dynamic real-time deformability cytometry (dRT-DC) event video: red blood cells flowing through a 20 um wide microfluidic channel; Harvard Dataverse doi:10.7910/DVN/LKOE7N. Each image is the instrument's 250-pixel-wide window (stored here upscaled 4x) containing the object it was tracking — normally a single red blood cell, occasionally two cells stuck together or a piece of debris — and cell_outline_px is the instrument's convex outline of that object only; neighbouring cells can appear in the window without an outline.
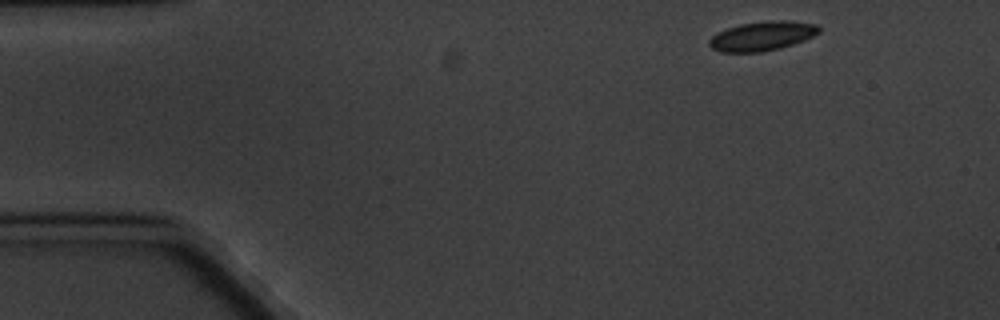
{"species": "common noctule bat (a hibernating species)", "species_latin": "Nyctalus noctula", "temperature_condition": "cold", "stored_images_in_passage": 5, "camera_frame_rate_fps": 3000, "um_per_image_px": 0.085, "animal": {"sex": "male", "body_mass_g": 20.1, "forearm_length_mm": 53.5}, "frame": {"image": 1, "passage_image": 1, "time_ms": 0.0, "image_size_px": [1000, 320], "cell_outline_px": [[820, 32], [804, 40], [780, 48], [760, 52], [720, 52], [712, 48], [708, 44], [708, 40], [712, 36], [728, 28], [740, 24], [772, 20], [788, 20], [816, 24], [820, 28]], "centroid_in_image_um": [64.79, 3.06], "position_along_channel_um": 20.2, "area_um2": 18.61}}
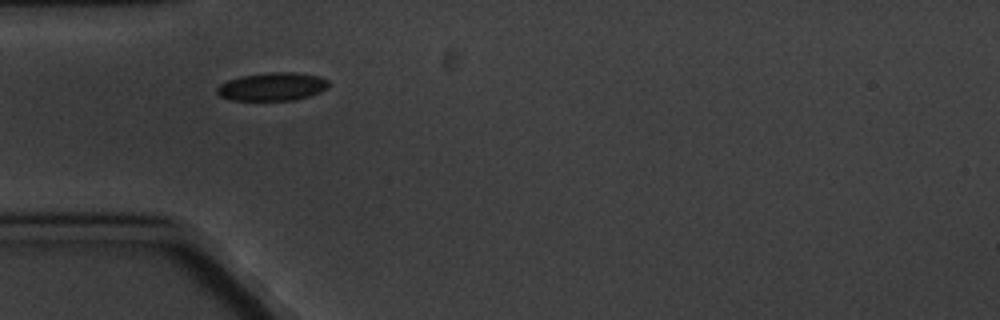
{"frame": {"image": 2, "passage_image": 4, "time_ms": 3.667, "image_size_px": [1000, 320], "cell_outline_px": [[328, 88], [320, 92], [308, 96], [292, 100], [232, 100], [220, 96], [216, 92], [216, 88], [220, 84], [228, 80], [240, 76], [268, 72], [300, 72], [320, 76], [328, 80]], "centroid_in_image_um": [23.15, 7.35], "position_along_channel_um": 61.8, "area_um2": 18.44}}